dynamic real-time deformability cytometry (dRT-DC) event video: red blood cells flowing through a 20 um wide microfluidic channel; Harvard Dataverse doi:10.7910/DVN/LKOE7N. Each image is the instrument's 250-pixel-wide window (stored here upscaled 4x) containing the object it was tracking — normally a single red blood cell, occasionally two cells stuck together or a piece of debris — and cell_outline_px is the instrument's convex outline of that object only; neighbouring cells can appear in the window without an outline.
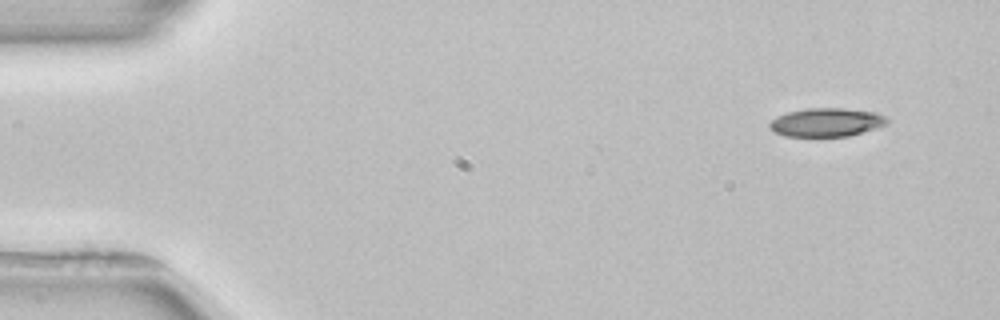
{"species": "common noctule bat (a hibernating species)", "species_latin": "Nyctalus noctula", "temperature_condition": "room temperature", "stored_images_in_passage": 4, "camera_frame_rate_fps": 3000, "um_per_image_px": 0.085, "animal": {"sex": "female", "body_mass_g": 22.7, "forearm_length_mm": 54.2}, "frame": {"image": 1, "passage_image": 1, "time_ms": 0.0, "image_size_px": [1000, 320], "cell_outline_px": [[888, 124], [876, 128], [848, 136], [784, 136], [768, 128], [768, 124], [772, 120], [788, 112], [808, 108], [840, 108], [876, 112], [884, 116], [888, 120]], "centroid_in_image_um": [70.26, 10.4], "position_along_channel_um": 14.7, "area_um2": 19.36}}
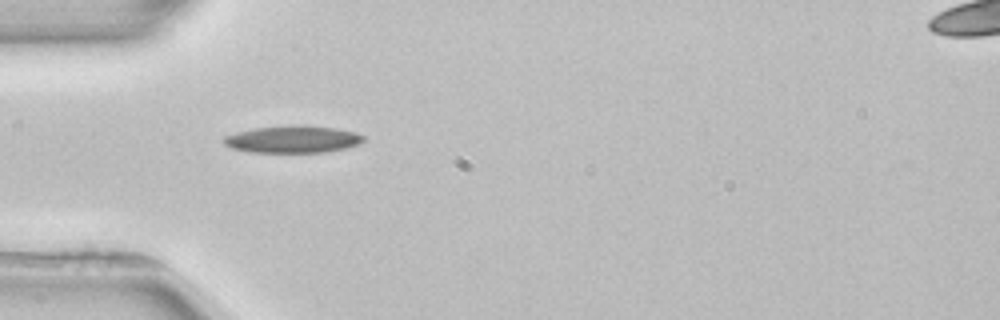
{"frame": {"image": 2, "passage_image": 3, "time_ms": 4.0, "image_size_px": [1000, 320], "cell_outline_px": [[364, 140], [360, 144], [344, 148], [324, 152], [248, 152], [232, 148], [224, 144], [224, 136], [236, 132], [256, 128], [288, 124], [300, 124], [336, 128], [356, 132], [364, 136]], "centroid_in_image_um": [24.89, 11.82], "position_along_channel_um": 60.1, "area_um2": 22.31}}